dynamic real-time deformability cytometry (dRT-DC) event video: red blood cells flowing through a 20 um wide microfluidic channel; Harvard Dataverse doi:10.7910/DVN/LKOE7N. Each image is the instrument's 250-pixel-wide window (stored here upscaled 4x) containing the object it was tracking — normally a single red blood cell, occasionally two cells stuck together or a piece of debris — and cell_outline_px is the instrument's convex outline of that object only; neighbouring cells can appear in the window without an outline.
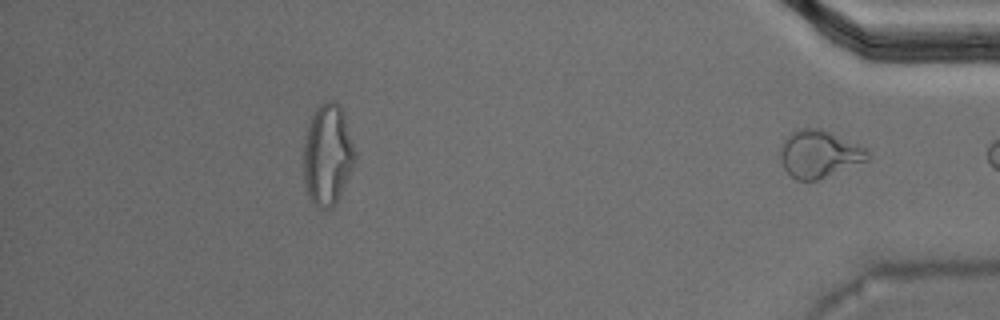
{"species": "Egyptian fruit bat (a non-hibernating species)", "species_latin": "Rousettus aegyptiacus", "temperature_condition": "warm", "stored_images_in_passage": 38, "camera_frame_rate_fps": 3000, "um_per_image_px": 0.085, "animal": {"sex": "male"}, "frame": {"image": 1, "passage_image": 38, "time_ms": 12.333, "image_size_px": [1000, 320], "cell_outline_px": [[868, 160], [816, 180], [796, 180], [784, 168], [780, 160], [780, 144], [792, 132], [800, 128], [820, 128], [860, 144], [868, 148]], "centroid_in_image_um": [69.62, 13.07], "position_along_channel_um": 365.6, "area_um2": 23.99}, "authors_computed_cell_mechanics": {"area_um2": 20.2011, "velocity_mm_per_s": 3.747, "shape_relaxation_time_tau1_ms": 9.3445, "shape_relaxation_time_tau2_ms": 1.5802, "deformation_change_tau1": 0.2961, "deformation_change_tau2": 0.0865}}